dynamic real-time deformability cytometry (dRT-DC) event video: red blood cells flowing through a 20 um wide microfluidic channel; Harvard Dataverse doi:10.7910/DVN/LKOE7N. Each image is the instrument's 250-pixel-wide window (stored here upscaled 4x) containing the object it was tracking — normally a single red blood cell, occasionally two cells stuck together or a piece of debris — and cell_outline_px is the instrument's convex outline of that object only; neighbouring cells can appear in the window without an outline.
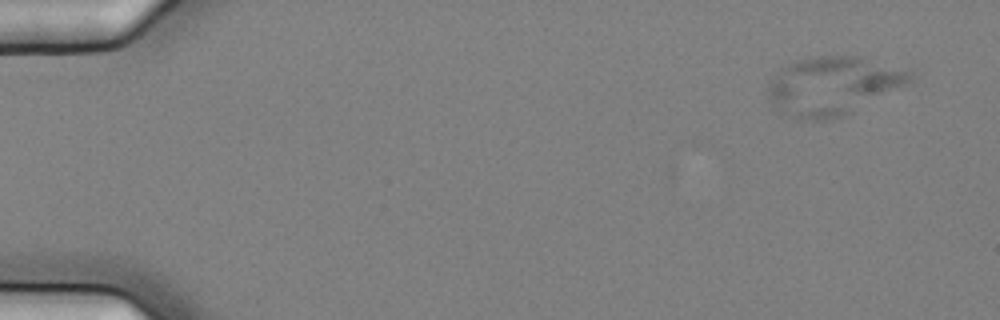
{"species": "common noctule bat (a hibernating species)", "species_latin": "Nyctalus noctula", "temperature_condition": "cold", "stored_images_in_passage": 6, "camera_frame_rate_fps": 3000, "um_per_image_px": 0.085, "animal": {"sex": "female", "body_mass_g": 25.1}, "frame": {"image": 1, "passage_image": 2, "time_ms": 0.333, "image_size_px": [1000, 320], "cell_outline_px": [[912, 76], [908, 84], [844, 116], [828, 120], [804, 120], [784, 112], [776, 108], [768, 96], [768, 84], [776, 72], [784, 64], [792, 60], [808, 56], [860, 56], [908, 72]], "centroid_in_image_um": [70.72, 7.28], "position_along_channel_um": 14.3, "area_um2": 47.92}}
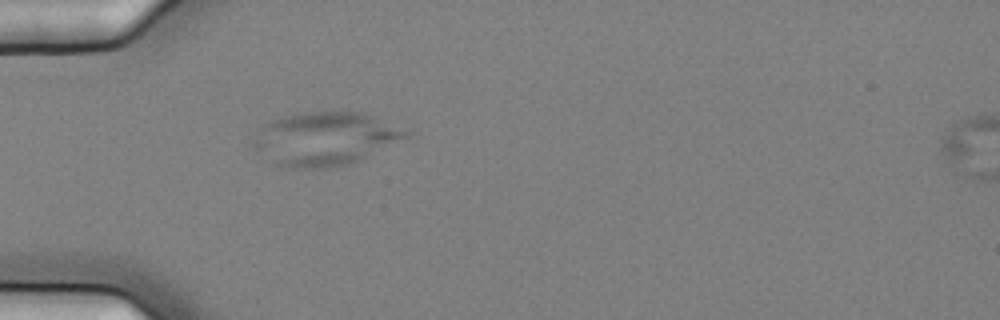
{"frame": {"image": 2, "passage_image": 6, "time_ms": 1.667, "image_size_px": [1000, 320], "cell_outline_px": [[412, 132], [408, 136], [348, 164], [328, 168], [288, 168], [272, 164], [252, 144], [252, 140], [256, 132], [268, 120], [300, 112], [368, 112]], "centroid_in_image_um": [27.58, 11.77], "position_along_channel_um": 57.4, "area_um2": 47.4}}